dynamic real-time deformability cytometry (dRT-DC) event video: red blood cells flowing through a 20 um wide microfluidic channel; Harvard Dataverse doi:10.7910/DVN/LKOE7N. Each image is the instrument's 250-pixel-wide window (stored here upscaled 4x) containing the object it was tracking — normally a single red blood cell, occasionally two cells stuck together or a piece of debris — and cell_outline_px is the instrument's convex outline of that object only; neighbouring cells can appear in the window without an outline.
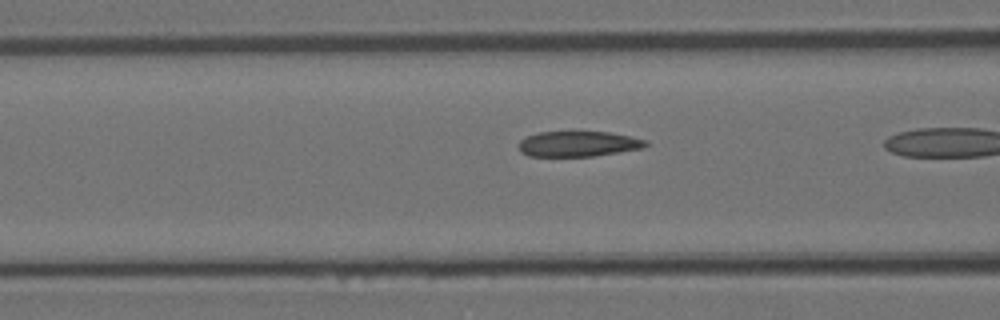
{"species": "Egyptian fruit bat (a non-hibernating species)", "species_latin": "Rousettus aegyptiacus", "temperature_condition": "room temperature", "stored_images_in_passage": 15, "camera_frame_rate_fps": 3000, "um_per_image_px": 0.085, "animal": {"sex": "female"}, "frame": {"image": 1, "passage_image": 13, "time_ms": 4.0, "image_size_px": [1000, 320], "cell_outline_px": [[648, 144], [644, 148], [620, 152], [592, 156], [528, 156], [520, 152], [520, 140], [528, 136], [540, 132], [572, 128], [608, 132], [648, 140]], "centroid_in_image_um": [49.16, 12.18], "position_along_channel_um": 117.4, "area_um2": 19.65}}